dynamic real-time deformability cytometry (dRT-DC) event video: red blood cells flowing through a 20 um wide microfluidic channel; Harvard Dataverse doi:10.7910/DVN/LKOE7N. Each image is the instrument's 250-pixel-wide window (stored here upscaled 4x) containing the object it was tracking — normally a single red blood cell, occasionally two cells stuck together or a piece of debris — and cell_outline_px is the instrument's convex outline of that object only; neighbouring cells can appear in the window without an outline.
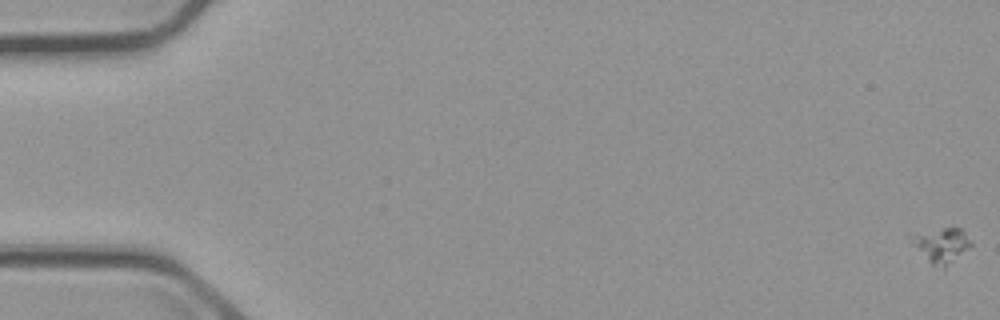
{"species": "common noctule bat (a hibernating species)", "species_latin": "Nyctalus noctula", "temperature_condition": "cold", "stored_images_in_passage": 4, "camera_frame_rate_fps": 3000, "um_per_image_px": 0.085, "animal": {"sex": "male", "body_mass_g": 23.1, "forearm_length_mm": 52.7}, "frame": {"image": 1, "passage_image": 1, "time_ms": 0.0, "image_size_px": [1000, 320], "cell_outline_px": [[972, 244], [968, 248], [944, 268], [932, 264], [908, 240], [908, 236], [944, 228], [960, 228], [964, 232]], "centroid_in_image_um": [80.0, 20.83], "position_along_channel_um": 5.0, "area_um2": 11.5}}